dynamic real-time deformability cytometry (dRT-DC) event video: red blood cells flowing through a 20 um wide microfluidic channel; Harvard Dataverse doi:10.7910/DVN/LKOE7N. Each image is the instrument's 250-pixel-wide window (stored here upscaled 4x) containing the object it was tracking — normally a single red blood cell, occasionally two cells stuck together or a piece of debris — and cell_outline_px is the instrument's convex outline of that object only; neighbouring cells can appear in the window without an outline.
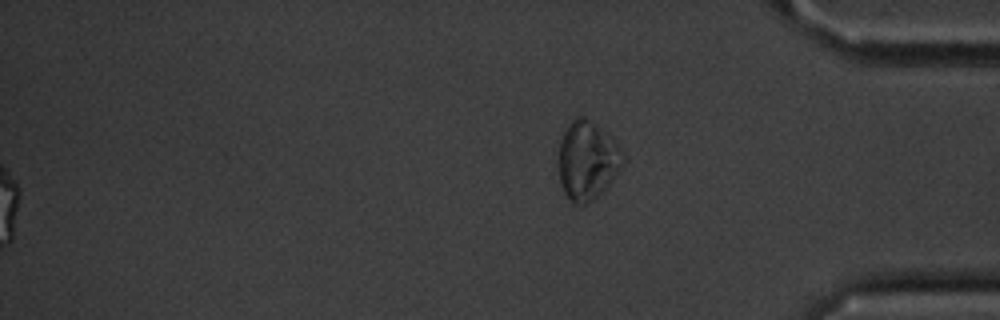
{"species": "common noctule bat (a hibernating species)", "species_latin": "Nyctalus noctula", "temperature_condition": "cold", "stored_images_in_passage": 57, "segment_of_instrument_passage": [2, 2], "camera_frame_rate_fps": 3000, "um_per_image_px": 0.085, "animal": {"sex": "male", "body_mass_g": 20.1, "forearm_length_mm": 53.5}, "frame": {"image": 1, "passage_image": 57, "time_ms": 18.667, "image_size_px": [1000, 320], "cell_outline_px": [[624, 168], [592, 200], [584, 204], [572, 204], [564, 192], [560, 184], [556, 168], [560, 140], [568, 124], [572, 120], [580, 116], [584, 116], [616, 144], [624, 152]], "centroid_in_image_um": [49.87, 13.68], "position_along_channel_um": 385.3, "area_um2": 29.48}}